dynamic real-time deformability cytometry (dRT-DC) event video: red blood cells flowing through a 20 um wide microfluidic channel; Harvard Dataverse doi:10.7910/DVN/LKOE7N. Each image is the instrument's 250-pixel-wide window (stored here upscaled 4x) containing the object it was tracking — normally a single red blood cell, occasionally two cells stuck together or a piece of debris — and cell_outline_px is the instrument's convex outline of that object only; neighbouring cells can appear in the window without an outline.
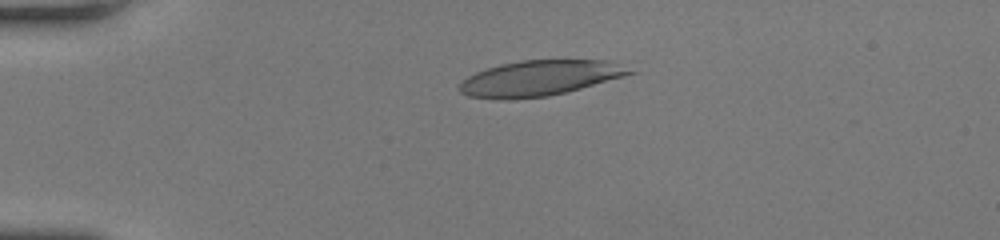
{"species": "human", "species_latin": "Homo sapiens", "temperature_condition": "room temperature", "stored_images_in_passage": 40, "camera_frame_rate_fps": 3000, "um_per_image_px": 0.085, "donor": {"sex": "female"}, "frame": {"image": 1, "passage_image": 1, "time_ms": 0.0, "image_size_px": [1000, 240], "cell_outline_px": [[636, 72], [624, 76], [580, 88], [548, 96], [508, 100], [500, 100], [468, 96], [460, 92], [460, 84], [468, 76], [476, 72], [500, 64], [520, 60], [608, 60]], "centroid_in_image_um": [45.82, 6.65], "position_along_channel_um": 39.2, "area_um2": 34.8}}
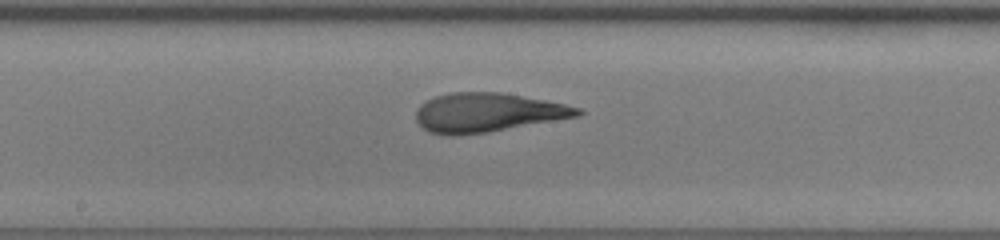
{"frame": {"image": 2, "passage_image": 17, "time_ms": 5.333, "image_size_px": [1000, 240], "cell_outline_px": [[584, 112], [580, 116], [488, 132], [452, 136], [448, 136], [428, 132], [416, 120], [416, 112], [420, 104], [436, 96], [452, 92], [500, 92], [544, 100], [564, 104], [580, 108]], "centroid_in_image_um": [41.43, 9.57], "position_along_channel_um": 206.8, "area_um2": 36.65}}
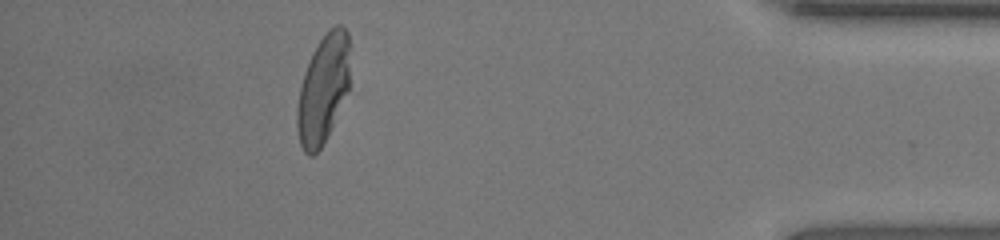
{"frame": {"image": 3, "passage_image": 35, "time_ms": 11.333, "image_size_px": [1000, 240], "cell_outline_px": [[348, 92], [320, 148], [312, 156], [308, 156], [304, 152], [300, 144], [296, 128], [296, 108], [300, 88], [304, 72], [312, 52], [328, 28], [336, 24], [344, 24], [348, 32]], "centroid_in_image_um": [27.44, 7.54], "position_along_channel_um": 407.8, "area_um2": 33.18}, "authors_computed_cell_mechanics": {"area_um2": 36.125, "velocity_mm_per_s": 4.0663, "shape_relaxation_time_tau1_ms": 6.3638, "shape_relaxation_time_tau2_ms": 1.2239, "deformation_change_tau1": 0.2484, "deformation_change_tau2": 0.1005}}